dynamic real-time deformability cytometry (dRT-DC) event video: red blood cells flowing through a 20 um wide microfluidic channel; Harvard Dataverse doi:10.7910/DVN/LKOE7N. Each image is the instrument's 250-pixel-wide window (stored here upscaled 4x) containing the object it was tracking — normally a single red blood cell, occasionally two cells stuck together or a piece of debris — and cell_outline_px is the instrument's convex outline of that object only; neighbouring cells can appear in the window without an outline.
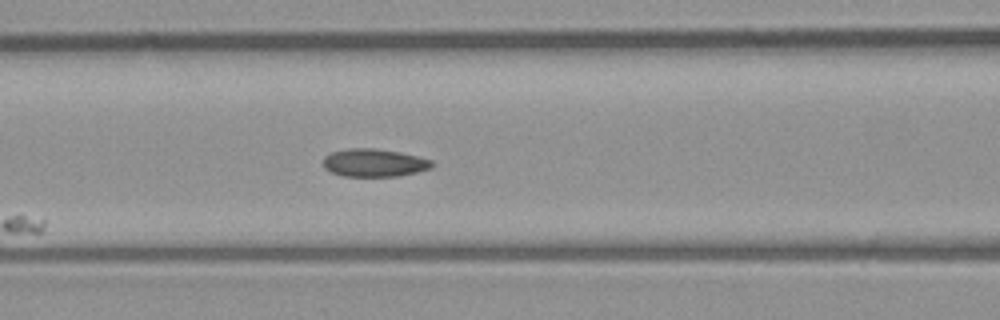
{"species": "common noctule bat (a hibernating species)", "species_latin": "Nyctalus noctula", "temperature_condition": "room temperature", "stored_images_in_passage": 6, "camera_frame_rate_fps": 3000, "um_per_image_px": 0.085, "animal": {"sex": "male", "body_mass_g": 23.1, "forearm_length_mm": 52.7}, "frame": {"image": 1, "passage_image": 6, "time_ms": 5.667, "image_size_px": [1000, 320], "cell_outline_px": [[436, 164], [432, 168], [416, 172], [396, 176], [344, 176], [332, 172], [324, 168], [324, 156], [332, 152], [348, 148], [376, 148], [400, 152], [432, 160]], "centroid_in_image_um": [31.82, 13.83], "position_along_channel_um": 134.8, "area_um2": 17.69}}